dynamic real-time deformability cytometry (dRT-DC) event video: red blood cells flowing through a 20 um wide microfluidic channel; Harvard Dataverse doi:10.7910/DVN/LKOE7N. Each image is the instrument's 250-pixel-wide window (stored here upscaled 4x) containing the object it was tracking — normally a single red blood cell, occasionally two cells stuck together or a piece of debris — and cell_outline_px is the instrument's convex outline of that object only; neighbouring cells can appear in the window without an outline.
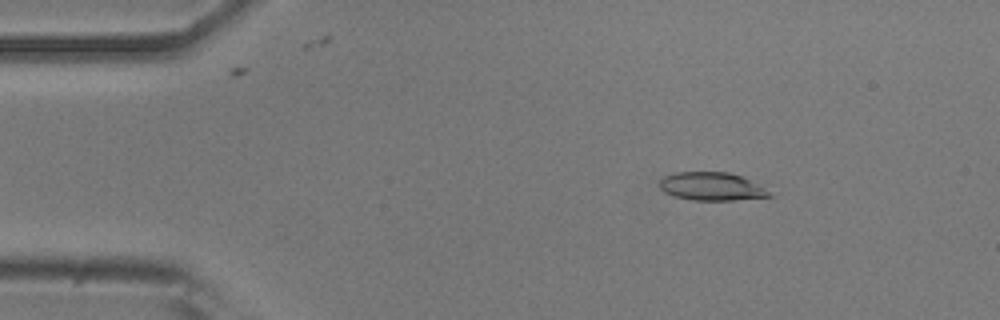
{"species": "common noctule bat (a hibernating species)", "species_latin": "Nyctalus noctula", "temperature_condition": "room temperature", "stored_images_in_passage": 53, "camera_frame_rate_fps": 3000, "um_per_image_px": 0.085, "animal": {"sex": "male", "body_mass_g": 20.5, "forearm_length_mm": 52.5}, "frame": {"image": 1, "passage_image": 8, "time_ms": 2.333, "image_size_px": [1000, 320], "cell_outline_px": [[772, 196], [732, 200], [692, 200], [676, 196], [664, 192], [660, 188], [660, 180], [664, 176], [676, 172], [728, 172], [740, 176], [764, 188]], "centroid_in_image_um": [60.43, 15.84], "position_along_channel_um": 24.6, "area_um2": 17.63}}
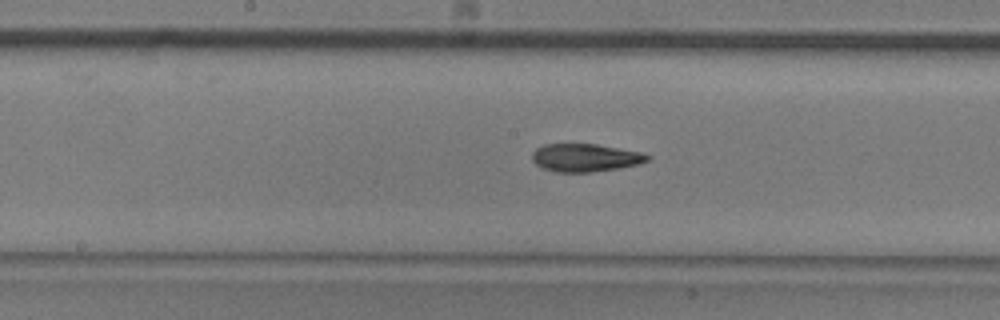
{"frame": {"image": 2, "passage_image": 27, "time_ms": 8.667, "image_size_px": [1000, 320], "cell_outline_px": [[652, 156], [648, 160], [636, 164], [616, 168], [592, 172], [556, 172], [544, 168], [536, 164], [532, 160], [532, 152], [536, 148], [544, 144], [596, 144], [640, 152]], "centroid_in_image_um": [49.71, 13.4], "position_along_channel_um": 198.5, "area_um2": 18.55}}
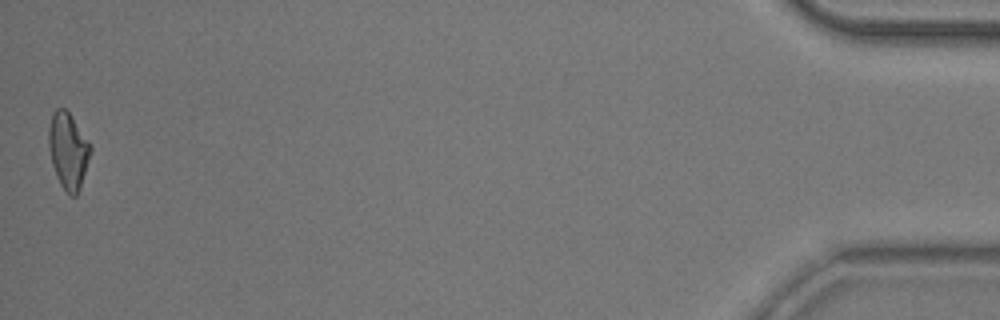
{"frame": {"image": 3, "passage_image": 53, "time_ms": 17.333, "image_size_px": [1000, 320], "cell_outline_px": [[92, 148], [80, 188], [76, 196], [68, 196], [60, 184], [56, 176], [52, 164], [48, 144], [48, 128], [52, 112], [56, 108], [64, 108], [72, 116], [92, 144]], "centroid_in_image_um": [5.79, 12.79], "position_along_channel_um": 429.4, "area_um2": 18.84}, "authors_computed_cell_mechanics": {"area_um2": 18.6694, "velocity_mm_per_s": 3.7822, "shape_relaxation_time_tau1_ms": 5.8047, "shape_relaxation_time_tau2_ms": 3.9003, "deformation_change_tau1": 0.1792, "deformation_change_tau2": 0.111}}